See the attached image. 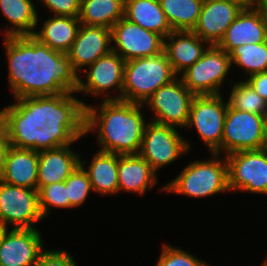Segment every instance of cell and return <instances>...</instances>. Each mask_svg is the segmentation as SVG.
Returning a JSON list of instances; mask_svg holds the SVG:
<instances>
[{
    "label": "cell",
    "instance_id": "obj_1",
    "mask_svg": "<svg viewBox=\"0 0 267 266\" xmlns=\"http://www.w3.org/2000/svg\"><path fill=\"white\" fill-rule=\"evenodd\" d=\"M75 93L26 96L0 110L8 144L36 152L72 145L85 135L86 102Z\"/></svg>",
    "mask_w": 267,
    "mask_h": 266
},
{
    "label": "cell",
    "instance_id": "obj_2",
    "mask_svg": "<svg viewBox=\"0 0 267 266\" xmlns=\"http://www.w3.org/2000/svg\"><path fill=\"white\" fill-rule=\"evenodd\" d=\"M4 38L8 85L14 99L76 93L79 75L66 53L51 49L32 35Z\"/></svg>",
    "mask_w": 267,
    "mask_h": 266
},
{
    "label": "cell",
    "instance_id": "obj_3",
    "mask_svg": "<svg viewBox=\"0 0 267 266\" xmlns=\"http://www.w3.org/2000/svg\"><path fill=\"white\" fill-rule=\"evenodd\" d=\"M85 107V135L97 133L99 150L119 155L138 154L147 124L143 104L110 100Z\"/></svg>",
    "mask_w": 267,
    "mask_h": 266
},
{
    "label": "cell",
    "instance_id": "obj_4",
    "mask_svg": "<svg viewBox=\"0 0 267 266\" xmlns=\"http://www.w3.org/2000/svg\"><path fill=\"white\" fill-rule=\"evenodd\" d=\"M212 154L211 159L191 161L175 179H172L159 191L203 198L219 193H226L228 187V165L226 157L218 153Z\"/></svg>",
    "mask_w": 267,
    "mask_h": 266
},
{
    "label": "cell",
    "instance_id": "obj_5",
    "mask_svg": "<svg viewBox=\"0 0 267 266\" xmlns=\"http://www.w3.org/2000/svg\"><path fill=\"white\" fill-rule=\"evenodd\" d=\"M177 77L164 51L128 60L124 66L122 100L144 104L156 90Z\"/></svg>",
    "mask_w": 267,
    "mask_h": 266
},
{
    "label": "cell",
    "instance_id": "obj_6",
    "mask_svg": "<svg viewBox=\"0 0 267 266\" xmlns=\"http://www.w3.org/2000/svg\"><path fill=\"white\" fill-rule=\"evenodd\" d=\"M231 67L229 54L210 45L202 57L179 76L195 96L218 95Z\"/></svg>",
    "mask_w": 267,
    "mask_h": 266
},
{
    "label": "cell",
    "instance_id": "obj_7",
    "mask_svg": "<svg viewBox=\"0 0 267 266\" xmlns=\"http://www.w3.org/2000/svg\"><path fill=\"white\" fill-rule=\"evenodd\" d=\"M177 129L179 128L147 121L138 154L156 173L191 149V143L185 140Z\"/></svg>",
    "mask_w": 267,
    "mask_h": 266
},
{
    "label": "cell",
    "instance_id": "obj_8",
    "mask_svg": "<svg viewBox=\"0 0 267 266\" xmlns=\"http://www.w3.org/2000/svg\"><path fill=\"white\" fill-rule=\"evenodd\" d=\"M228 108L222 94L194 96L186 127L195 128L210 153L222 152L223 128Z\"/></svg>",
    "mask_w": 267,
    "mask_h": 266
},
{
    "label": "cell",
    "instance_id": "obj_9",
    "mask_svg": "<svg viewBox=\"0 0 267 266\" xmlns=\"http://www.w3.org/2000/svg\"><path fill=\"white\" fill-rule=\"evenodd\" d=\"M44 218L39 208L38 189L7 184L0 180V225L8 228L37 229Z\"/></svg>",
    "mask_w": 267,
    "mask_h": 266
},
{
    "label": "cell",
    "instance_id": "obj_10",
    "mask_svg": "<svg viewBox=\"0 0 267 266\" xmlns=\"http://www.w3.org/2000/svg\"><path fill=\"white\" fill-rule=\"evenodd\" d=\"M228 165V187L267 196V153L259 150L237 151L225 156Z\"/></svg>",
    "mask_w": 267,
    "mask_h": 266
},
{
    "label": "cell",
    "instance_id": "obj_11",
    "mask_svg": "<svg viewBox=\"0 0 267 266\" xmlns=\"http://www.w3.org/2000/svg\"><path fill=\"white\" fill-rule=\"evenodd\" d=\"M193 95L181 78L161 86L143 104L155 116L151 121L172 127L185 128L189 118Z\"/></svg>",
    "mask_w": 267,
    "mask_h": 266
},
{
    "label": "cell",
    "instance_id": "obj_12",
    "mask_svg": "<svg viewBox=\"0 0 267 266\" xmlns=\"http://www.w3.org/2000/svg\"><path fill=\"white\" fill-rule=\"evenodd\" d=\"M125 62L119 54L113 51L98 58L82 72L84 74L86 71L84 74L86 81L79 75L76 94L84 93L94 97L104 94L105 98L102 100H122ZM112 90L116 92V95H111Z\"/></svg>",
    "mask_w": 267,
    "mask_h": 266
},
{
    "label": "cell",
    "instance_id": "obj_13",
    "mask_svg": "<svg viewBox=\"0 0 267 266\" xmlns=\"http://www.w3.org/2000/svg\"><path fill=\"white\" fill-rule=\"evenodd\" d=\"M266 117L228 106L222 137L224 155L237 151L259 150Z\"/></svg>",
    "mask_w": 267,
    "mask_h": 266
},
{
    "label": "cell",
    "instance_id": "obj_14",
    "mask_svg": "<svg viewBox=\"0 0 267 266\" xmlns=\"http://www.w3.org/2000/svg\"><path fill=\"white\" fill-rule=\"evenodd\" d=\"M112 51L125 61L155 56L163 52L164 38L138 24L121 18L111 28ZM115 44V45H114Z\"/></svg>",
    "mask_w": 267,
    "mask_h": 266
},
{
    "label": "cell",
    "instance_id": "obj_15",
    "mask_svg": "<svg viewBox=\"0 0 267 266\" xmlns=\"http://www.w3.org/2000/svg\"><path fill=\"white\" fill-rule=\"evenodd\" d=\"M37 229L5 228L0 238V266H35L44 249Z\"/></svg>",
    "mask_w": 267,
    "mask_h": 266
},
{
    "label": "cell",
    "instance_id": "obj_16",
    "mask_svg": "<svg viewBox=\"0 0 267 266\" xmlns=\"http://www.w3.org/2000/svg\"><path fill=\"white\" fill-rule=\"evenodd\" d=\"M243 9L235 0H204L192 31L209 45L217 46Z\"/></svg>",
    "mask_w": 267,
    "mask_h": 266
},
{
    "label": "cell",
    "instance_id": "obj_17",
    "mask_svg": "<svg viewBox=\"0 0 267 266\" xmlns=\"http://www.w3.org/2000/svg\"><path fill=\"white\" fill-rule=\"evenodd\" d=\"M112 51L111 29L102 26L81 24L76 39L66 53L72 68L78 74L98 58Z\"/></svg>",
    "mask_w": 267,
    "mask_h": 266
},
{
    "label": "cell",
    "instance_id": "obj_18",
    "mask_svg": "<svg viewBox=\"0 0 267 266\" xmlns=\"http://www.w3.org/2000/svg\"><path fill=\"white\" fill-rule=\"evenodd\" d=\"M267 41V17L264 9H243L217 45L228 54L245 44Z\"/></svg>",
    "mask_w": 267,
    "mask_h": 266
},
{
    "label": "cell",
    "instance_id": "obj_19",
    "mask_svg": "<svg viewBox=\"0 0 267 266\" xmlns=\"http://www.w3.org/2000/svg\"><path fill=\"white\" fill-rule=\"evenodd\" d=\"M39 152L7 146L0 180L15 186L37 189Z\"/></svg>",
    "mask_w": 267,
    "mask_h": 266
},
{
    "label": "cell",
    "instance_id": "obj_20",
    "mask_svg": "<svg viewBox=\"0 0 267 266\" xmlns=\"http://www.w3.org/2000/svg\"><path fill=\"white\" fill-rule=\"evenodd\" d=\"M209 46L193 31H172L164 38L163 51L178 76L199 60Z\"/></svg>",
    "mask_w": 267,
    "mask_h": 266
},
{
    "label": "cell",
    "instance_id": "obj_21",
    "mask_svg": "<svg viewBox=\"0 0 267 266\" xmlns=\"http://www.w3.org/2000/svg\"><path fill=\"white\" fill-rule=\"evenodd\" d=\"M80 158L79 153L71 149V145L40 151L37 189L65 181L80 165Z\"/></svg>",
    "mask_w": 267,
    "mask_h": 266
},
{
    "label": "cell",
    "instance_id": "obj_22",
    "mask_svg": "<svg viewBox=\"0 0 267 266\" xmlns=\"http://www.w3.org/2000/svg\"><path fill=\"white\" fill-rule=\"evenodd\" d=\"M157 173L139 154H118V185L120 191L145 195L157 184Z\"/></svg>",
    "mask_w": 267,
    "mask_h": 266
},
{
    "label": "cell",
    "instance_id": "obj_23",
    "mask_svg": "<svg viewBox=\"0 0 267 266\" xmlns=\"http://www.w3.org/2000/svg\"><path fill=\"white\" fill-rule=\"evenodd\" d=\"M86 163L80 158V165L88 174L93 192L104 196L119 193L118 154L98 150L88 162L90 165Z\"/></svg>",
    "mask_w": 267,
    "mask_h": 266
},
{
    "label": "cell",
    "instance_id": "obj_24",
    "mask_svg": "<svg viewBox=\"0 0 267 266\" xmlns=\"http://www.w3.org/2000/svg\"><path fill=\"white\" fill-rule=\"evenodd\" d=\"M80 25L78 17L52 15L43 22L40 31L35 30L32 36L51 49L67 53L76 39Z\"/></svg>",
    "mask_w": 267,
    "mask_h": 266
},
{
    "label": "cell",
    "instance_id": "obj_25",
    "mask_svg": "<svg viewBox=\"0 0 267 266\" xmlns=\"http://www.w3.org/2000/svg\"><path fill=\"white\" fill-rule=\"evenodd\" d=\"M124 18L163 38L172 32L158 0H125Z\"/></svg>",
    "mask_w": 267,
    "mask_h": 266
},
{
    "label": "cell",
    "instance_id": "obj_26",
    "mask_svg": "<svg viewBox=\"0 0 267 266\" xmlns=\"http://www.w3.org/2000/svg\"><path fill=\"white\" fill-rule=\"evenodd\" d=\"M33 0H0V10L11 24L3 33L9 36L33 35L39 24V14Z\"/></svg>",
    "mask_w": 267,
    "mask_h": 266
},
{
    "label": "cell",
    "instance_id": "obj_27",
    "mask_svg": "<svg viewBox=\"0 0 267 266\" xmlns=\"http://www.w3.org/2000/svg\"><path fill=\"white\" fill-rule=\"evenodd\" d=\"M125 0H81V24L111 29L124 17Z\"/></svg>",
    "mask_w": 267,
    "mask_h": 266
},
{
    "label": "cell",
    "instance_id": "obj_28",
    "mask_svg": "<svg viewBox=\"0 0 267 266\" xmlns=\"http://www.w3.org/2000/svg\"><path fill=\"white\" fill-rule=\"evenodd\" d=\"M172 31H192L204 0H158Z\"/></svg>",
    "mask_w": 267,
    "mask_h": 266
},
{
    "label": "cell",
    "instance_id": "obj_29",
    "mask_svg": "<svg viewBox=\"0 0 267 266\" xmlns=\"http://www.w3.org/2000/svg\"><path fill=\"white\" fill-rule=\"evenodd\" d=\"M229 57L235 66L242 69L245 77L267 71V41L263 43L245 44L234 48Z\"/></svg>",
    "mask_w": 267,
    "mask_h": 266
},
{
    "label": "cell",
    "instance_id": "obj_30",
    "mask_svg": "<svg viewBox=\"0 0 267 266\" xmlns=\"http://www.w3.org/2000/svg\"><path fill=\"white\" fill-rule=\"evenodd\" d=\"M231 85L227 100L230 108L267 116V102L245 80Z\"/></svg>",
    "mask_w": 267,
    "mask_h": 266
},
{
    "label": "cell",
    "instance_id": "obj_31",
    "mask_svg": "<svg viewBox=\"0 0 267 266\" xmlns=\"http://www.w3.org/2000/svg\"><path fill=\"white\" fill-rule=\"evenodd\" d=\"M39 208L45 219L51 212V208L70 209L65 181L42 186L38 190Z\"/></svg>",
    "mask_w": 267,
    "mask_h": 266
},
{
    "label": "cell",
    "instance_id": "obj_32",
    "mask_svg": "<svg viewBox=\"0 0 267 266\" xmlns=\"http://www.w3.org/2000/svg\"><path fill=\"white\" fill-rule=\"evenodd\" d=\"M65 184L71 209L85 203L90 191H93L88 174L81 165L70 174L65 180Z\"/></svg>",
    "mask_w": 267,
    "mask_h": 266
},
{
    "label": "cell",
    "instance_id": "obj_33",
    "mask_svg": "<svg viewBox=\"0 0 267 266\" xmlns=\"http://www.w3.org/2000/svg\"><path fill=\"white\" fill-rule=\"evenodd\" d=\"M156 266H209L206 261H201L188 251H183L180 247H172L164 243L161 247V253L156 261Z\"/></svg>",
    "mask_w": 267,
    "mask_h": 266
},
{
    "label": "cell",
    "instance_id": "obj_34",
    "mask_svg": "<svg viewBox=\"0 0 267 266\" xmlns=\"http://www.w3.org/2000/svg\"><path fill=\"white\" fill-rule=\"evenodd\" d=\"M35 266H78L71 253L64 250L46 249Z\"/></svg>",
    "mask_w": 267,
    "mask_h": 266
},
{
    "label": "cell",
    "instance_id": "obj_35",
    "mask_svg": "<svg viewBox=\"0 0 267 266\" xmlns=\"http://www.w3.org/2000/svg\"><path fill=\"white\" fill-rule=\"evenodd\" d=\"M53 16L78 17L81 0H39Z\"/></svg>",
    "mask_w": 267,
    "mask_h": 266
},
{
    "label": "cell",
    "instance_id": "obj_36",
    "mask_svg": "<svg viewBox=\"0 0 267 266\" xmlns=\"http://www.w3.org/2000/svg\"><path fill=\"white\" fill-rule=\"evenodd\" d=\"M244 80L267 102V71L252 74Z\"/></svg>",
    "mask_w": 267,
    "mask_h": 266
},
{
    "label": "cell",
    "instance_id": "obj_37",
    "mask_svg": "<svg viewBox=\"0 0 267 266\" xmlns=\"http://www.w3.org/2000/svg\"><path fill=\"white\" fill-rule=\"evenodd\" d=\"M8 141L4 132V128L2 125V122L0 120V174L3 166V161H4V154L8 146Z\"/></svg>",
    "mask_w": 267,
    "mask_h": 266
},
{
    "label": "cell",
    "instance_id": "obj_38",
    "mask_svg": "<svg viewBox=\"0 0 267 266\" xmlns=\"http://www.w3.org/2000/svg\"><path fill=\"white\" fill-rule=\"evenodd\" d=\"M267 6V0H242L244 9H264Z\"/></svg>",
    "mask_w": 267,
    "mask_h": 266
},
{
    "label": "cell",
    "instance_id": "obj_39",
    "mask_svg": "<svg viewBox=\"0 0 267 266\" xmlns=\"http://www.w3.org/2000/svg\"><path fill=\"white\" fill-rule=\"evenodd\" d=\"M260 149L267 153V117L264 123V128H263V139H262V144Z\"/></svg>",
    "mask_w": 267,
    "mask_h": 266
},
{
    "label": "cell",
    "instance_id": "obj_40",
    "mask_svg": "<svg viewBox=\"0 0 267 266\" xmlns=\"http://www.w3.org/2000/svg\"><path fill=\"white\" fill-rule=\"evenodd\" d=\"M4 230H5V228L2 227V226L0 225V238H1V236H2V234H3V232H4Z\"/></svg>",
    "mask_w": 267,
    "mask_h": 266
},
{
    "label": "cell",
    "instance_id": "obj_41",
    "mask_svg": "<svg viewBox=\"0 0 267 266\" xmlns=\"http://www.w3.org/2000/svg\"><path fill=\"white\" fill-rule=\"evenodd\" d=\"M261 266H267V257H266L265 261L261 264Z\"/></svg>",
    "mask_w": 267,
    "mask_h": 266
},
{
    "label": "cell",
    "instance_id": "obj_42",
    "mask_svg": "<svg viewBox=\"0 0 267 266\" xmlns=\"http://www.w3.org/2000/svg\"><path fill=\"white\" fill-rule=\"evenodd\" d=\"M264 11H265V14H266V17H267V6L264 8Z\"/></svg>",
    "mask_w": 267,
    "mask_h": 266
},
{
    "label": "cell",
    "instance_id": "obj_43",
    "mask_svg": "<svg viewBox=\"0 0 267 266\" xmlns=\"http://www.w3.org/2000/svg\"><path fill=\"white\" fill-rule=\"evenodd\" d=\"M235 1H237V2L241 3V5H242V0H235Z\"/></svg>",
    "mask_w": 267,
    "mask_h": 266
}]
</instances>
